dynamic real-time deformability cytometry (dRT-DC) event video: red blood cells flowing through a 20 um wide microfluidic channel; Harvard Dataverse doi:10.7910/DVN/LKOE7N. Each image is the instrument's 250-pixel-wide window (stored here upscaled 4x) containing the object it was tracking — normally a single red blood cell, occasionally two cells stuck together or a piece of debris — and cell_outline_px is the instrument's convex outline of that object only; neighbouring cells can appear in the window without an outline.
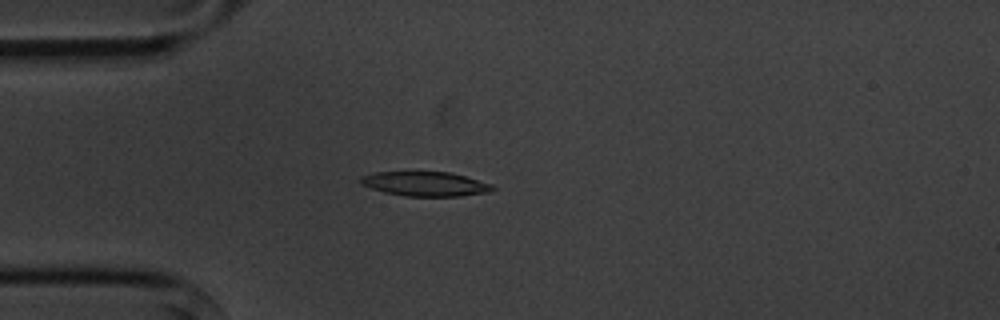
{"species": "common noctule bat (a hibernating species)", "species_latin": "Nyctalus noctula", "temperature_condition": "cold", "stored_images_in_passage": 4, "camera_frame_rate_fps": 3000, "um_per_image_px": 0.085, "animal": {"sex": "male", "body_mass_g": 20.1, "forearm_length_mm": 53.5}, "frame": {"image": 1, "passage_image": 4, "time_ms": 3.333, "image_size_px": [1000, 320], "cell_outline_px": [[496, 188], [488, 192], [460, 196], [404, 196], [384, 192], [360, 184], [360, 176], [376, 172], [448, 172], [464, 176], [492, 184]], "centroid_in_image_um": [36.13, 15.63], "position_along_channel_um": 48.9, "area_um2": 18.67}}